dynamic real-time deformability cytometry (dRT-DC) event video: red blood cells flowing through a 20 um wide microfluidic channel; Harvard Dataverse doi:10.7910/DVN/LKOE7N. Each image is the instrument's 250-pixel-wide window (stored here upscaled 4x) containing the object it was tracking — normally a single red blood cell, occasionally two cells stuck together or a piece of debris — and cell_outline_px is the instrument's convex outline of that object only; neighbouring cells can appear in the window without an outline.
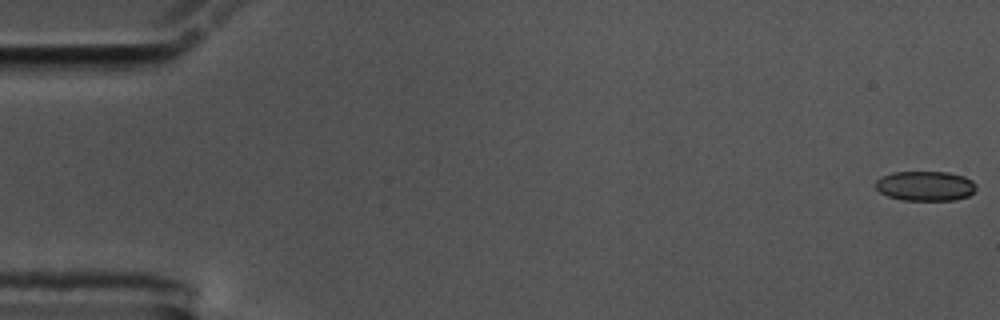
{"species": "common noctule bat (a hibernating species)", "species_latin": "Nyctalus noctula", "temperature_condition": "cold", "stored_images_in_passage": 57, "camera_frame_rate_fps": 3000, "um_per_image_px": 0.085, "animal": {"sex": "male", "body_mass_g": 17.5, "forearm_length_mm": 52.3}, "frame": {"image": 1, "passage_image": 1, "time_ms": 0.0, "image_size_px": [1000, 320], "cell_outline_px": [[976, 188], [968, 196], [952, 200], [900, 200], [888, 196], [880, 192], [876, 188], [876, 180], [880, 176], [892, 172], [948, 172], [964, 176], [972, 180], [976, 184]], "centroid_in_image_um": [78.63, 15.8], "position_along_channel_um": 6.4, "area_um2": 17.51}}
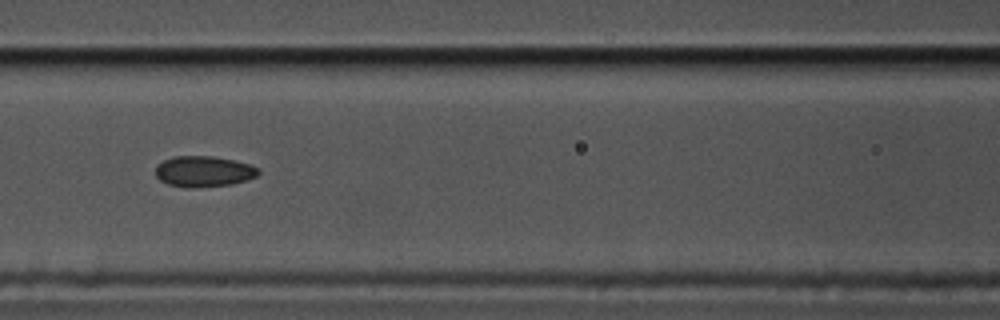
{"frame": {"image": 2, "passage_image": 25, "time_ms": 8.0, "image_size_px": [1000, 320], "cell_outline_px": [[260, 172], [256, 176], [232, 184], [168, 184], [160, 180], [156, 176], [156, 168], [164, 160], [172, 156], [212, 156], [232, 160], [248, 164], [260, 168]], "centroid_in_image_um": [17.34, 14.5], "position_along_channel_um": 149.3, "area_um2": 17.34}}
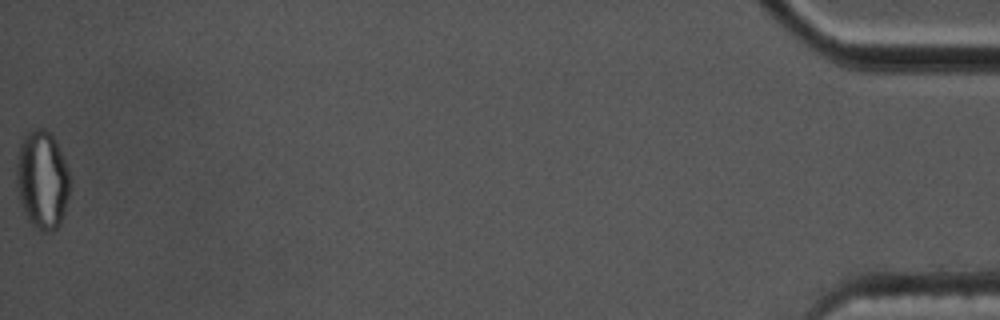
{"frame": {"image": 3, "passage_image": 57, "time_ms": 18.667, "image_size_px": [1000, 320], "cell_outline_px": [[68, 196], [60, 224], [56, 228], [48, 232], [44, 232], [32, 224], [28, 220], [20, 204], [16, 180], [16, 164], [20, 144], [24, 136], [28, 132], [36, 128], [44, 128], [56, 140], [68, 168]], "centroid_in_image_um": [3.57, 15.27], "position_along_channel_um": 431.6, "area_um2": 30.4}, "authors_computed_cell_mechanics": {"area_um2": 18.3804, "velocity_mm_per_s": 3.5846, "shape_relaxation_time_tau1_ms": 6.6921, "shape_relaxation_time_tau2_ms": 3.461, "deformation_change_tau1": 0.1198, "deformation_change_tau2": 0.0746}}